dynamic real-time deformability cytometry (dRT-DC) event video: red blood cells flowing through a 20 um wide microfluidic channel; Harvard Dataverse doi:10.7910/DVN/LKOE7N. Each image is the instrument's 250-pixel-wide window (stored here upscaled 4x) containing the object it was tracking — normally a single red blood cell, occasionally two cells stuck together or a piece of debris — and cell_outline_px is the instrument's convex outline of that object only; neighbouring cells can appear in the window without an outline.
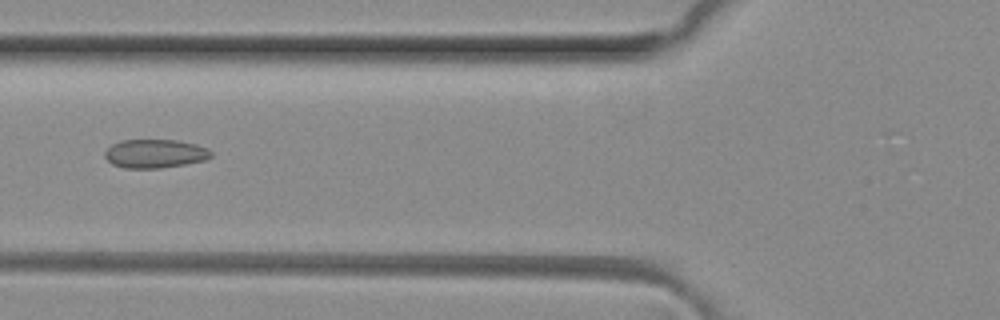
{"species": "common noctule bat (a hibernating species)", "species_latin": "Nyctalus noctula", "temperature_condition": "room temperature", "stored_images_in_passage": 6, "camera_frame_rate_fps": 3000, "um_per_image_px": 0.085, "animal": {"sex": "female", "body_mass_g": 29.2, "forearm_length_mm": 56.3}, "frame": {"image": 1, "passage_image": 5, "time_ms": 1.333, "image_size_px": [1000, 320], "cell_outline_px": [[212, 156], [204, 160], [184, 164], [160, 168], [124, 168], [112, 164], [104, 156], [104, 152], [112, 144], [124, 140], [176, 140], [196, 144], [208, 148], [212, 152]], "centroid_in_image_um": [13.17, 13.06], "position_along_channel_um": 112.6, "area_um2": 17.69}}
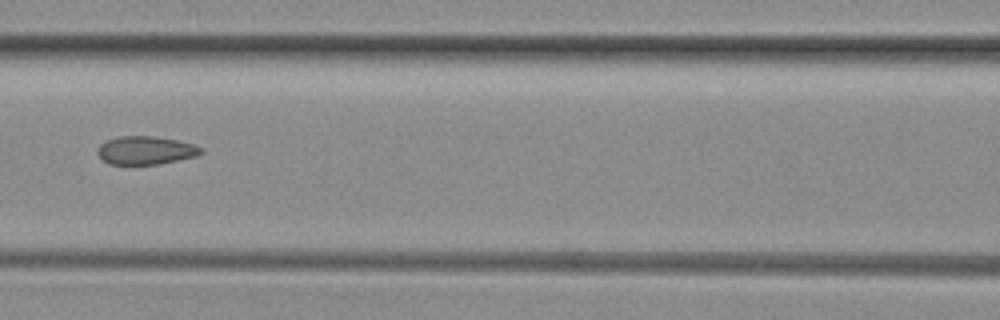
{"frame": {"image": 2, "passage_image": 6, "time_ms": 1.667, "image_size_px": [1000, 320], "cell_outline_px": [[204, 152], [196, 156], [156, 164], [108, 164], [96, 152], [100, 144], [116, 136], [152, 136], [176, 140], [192, 144], [200, 148]], "centroid_in_image_um": [12.34, 12.77], "position_along_channel_um": 154.3, "area_um2": 16.76}}